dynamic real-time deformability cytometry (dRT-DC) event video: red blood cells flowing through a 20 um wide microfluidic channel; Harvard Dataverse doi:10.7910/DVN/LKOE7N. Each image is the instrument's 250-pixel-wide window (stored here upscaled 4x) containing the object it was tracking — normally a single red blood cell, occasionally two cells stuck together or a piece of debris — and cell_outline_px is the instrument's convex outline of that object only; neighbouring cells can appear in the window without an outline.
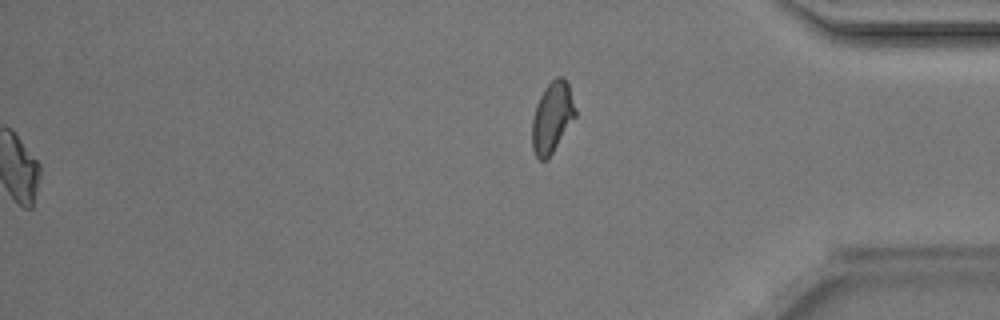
{"species": "Egyptian fruit bat (a non-hibernating species)", "species_latin": "Rousettus aegyptiacus", "temperature_condition": "room temperature", "stored_images_in_passage": 45, "segment_of_instrument_passage": [2, 2], "camera_frame_rate_fps": 3000, "um_per_image_px": 0.085, "animal": {"sex": "male"}, "frame": {"image": 1, "passage_image": 45, "time_ms": 14.667, "image_size_px": [1000, 320], "cell_outline_px": [[576, 116], [552, 152], [544, 160], [540, 160], [536, 156], [532, 148], [532, 120], [536, 104], [544, 88], [556, 76], [560, 76], [568, 84], [576, 108]], "centroid_in_image_um": [46.92, 9.95], "position_along_channel_um": 388.3, "area_um2": 17.57}}